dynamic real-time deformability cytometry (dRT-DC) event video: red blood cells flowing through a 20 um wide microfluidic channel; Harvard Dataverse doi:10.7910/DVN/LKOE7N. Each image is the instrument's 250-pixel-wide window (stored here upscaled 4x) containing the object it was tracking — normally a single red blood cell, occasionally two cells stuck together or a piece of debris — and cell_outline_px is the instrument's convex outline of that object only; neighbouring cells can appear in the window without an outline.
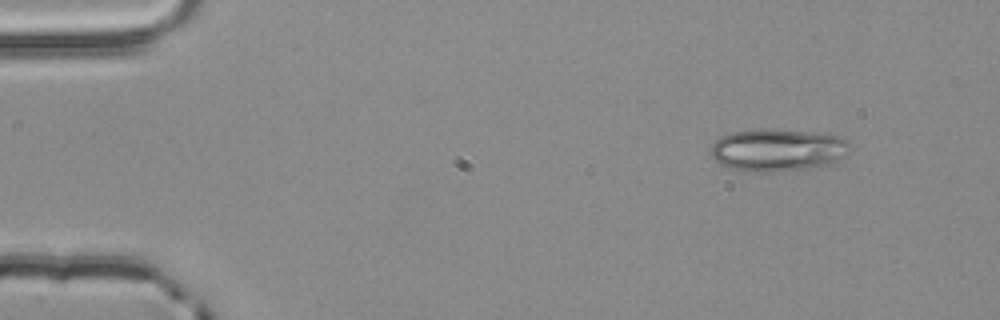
{"species": "common noctule bat (a hibernating species)", "species_latin": "Nyctalus noctula", "temperature_condition": "room temperature", "stored_images_in_passage": 49, "camera_frame_rate_fps": 3000, "um_per_image_px": 0.085, "animal": {"sex": "male", "body_mass_g": 20.4}, "frame": {"image": 1, "passage_image": 1, "time_ms": 0.0, "image_size_px": [1000, 320], "cell_outline_px": [[848, 144], [840, 156], [836, 160], [824, 164], [808, 168], [768, 172], [756, 172], [728, 168], [720, 164], [712, 156], [712, 144], [720, 136], [732, 132], [760, 128], [772, 128], [812, 132], [840, 136], [848, 140]], "centroid_in_image_um": [66.0, 12.72], "position_along_channel_um": 19.0, "area_um2": 33.99}}
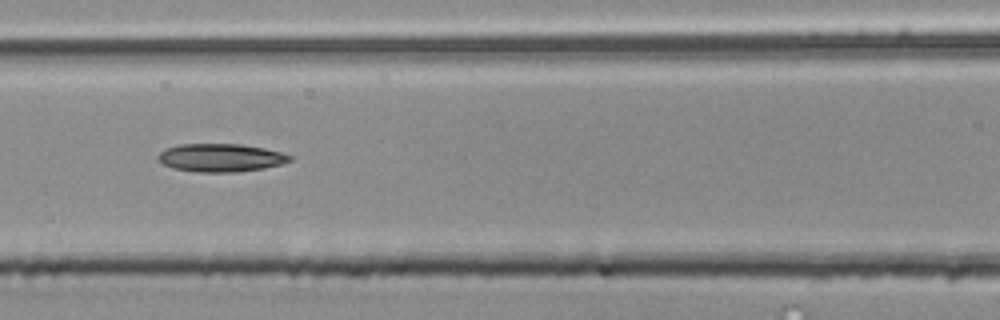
{"frame": {"image": 2, "passage_image": 19, "time_ms": 6.0, "image_size_px": [1000, 320], "cell_outline_px": [[292, 160], [280, 164], [264, 168], [236, 172], [200, 172], [172, 168], [164, 164], [156, 156], [160, 152], [168, 148], [180, 144], [240, 144], [264, 148], [280, 152], [292, 156]], "centroid_in_image_um": [18.77, 13.4], "position_along_channel_um": 147.8, "area_um2": 21.39}}
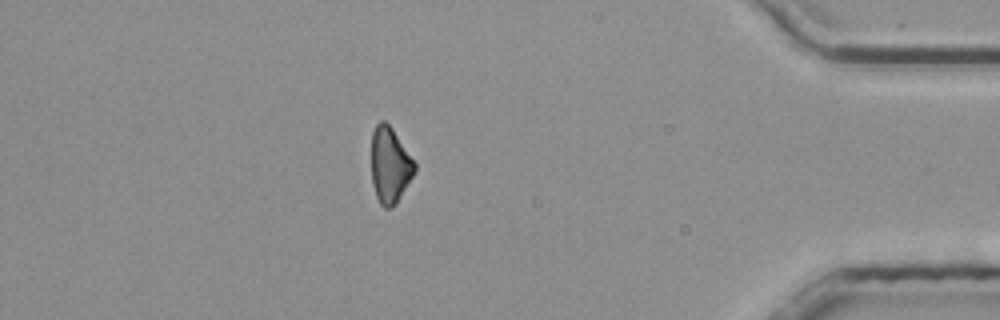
{"frame": {"image": 3, "passage_image": 42, "time_ms": 13.667, "image_size_px": [1000, 320], "cell_outline_px": [[416, 172], [396, 204], [392, 208], [384, 208], [380, 204], [376, 196], [372, 184], [372, 132], [376, 124], [380, 120], [384, 120], [392, 128], [416, 164]], "centroid_in_image_um": [33.14, 14.06], "position_along_channel_um": 402.1, "area_um2": 19.19}, "authors_computed_cell_mechanics": {"area_um2": 21.0392, "velocity_mm_per_s": 3.884, "shape_relaxation_time_tau1_ms": 3.9851, "shape_relaxation_time_tau2_ms": null, "deformation_change_tau1": 0.122, "deformation_change_tau2": null}}